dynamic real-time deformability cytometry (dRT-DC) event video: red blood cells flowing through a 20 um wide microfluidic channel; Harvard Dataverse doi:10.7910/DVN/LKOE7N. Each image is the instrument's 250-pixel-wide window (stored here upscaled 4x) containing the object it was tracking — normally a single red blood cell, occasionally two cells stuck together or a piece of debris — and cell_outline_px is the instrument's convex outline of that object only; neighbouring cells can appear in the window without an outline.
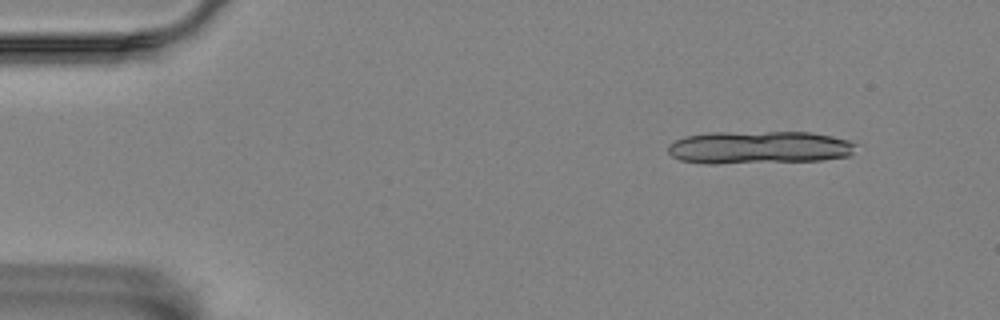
{"species": "Egyptian fruit bat (a non-hibernating species)", "species_latin": "Rousettus aegyptiacus", "temperature_condition": "room temperature", "stored_images_in_passage": 4, "camera_frame_rate_fps": 3000, "um_per_image_px": 0.085, "animal": {"sex": "female"}, "frame": {"image": 1, "passage_image": 1, "time_ms": 0.0, "image_size_px": [1000, 320], "cell_outline_px": [[856, 144], [852, 156], [820, 160], [716, 164], [708, 164], [680, 160], [672, 156], [668, 152], [668, 144], [684, 136], [708, 132], [812, 132], [832, 136], [848, 140]], "centroid_in_image_um": [64.51, 12.53], "position_along_channel_um": 20.5, "area_um2": 36.3}}